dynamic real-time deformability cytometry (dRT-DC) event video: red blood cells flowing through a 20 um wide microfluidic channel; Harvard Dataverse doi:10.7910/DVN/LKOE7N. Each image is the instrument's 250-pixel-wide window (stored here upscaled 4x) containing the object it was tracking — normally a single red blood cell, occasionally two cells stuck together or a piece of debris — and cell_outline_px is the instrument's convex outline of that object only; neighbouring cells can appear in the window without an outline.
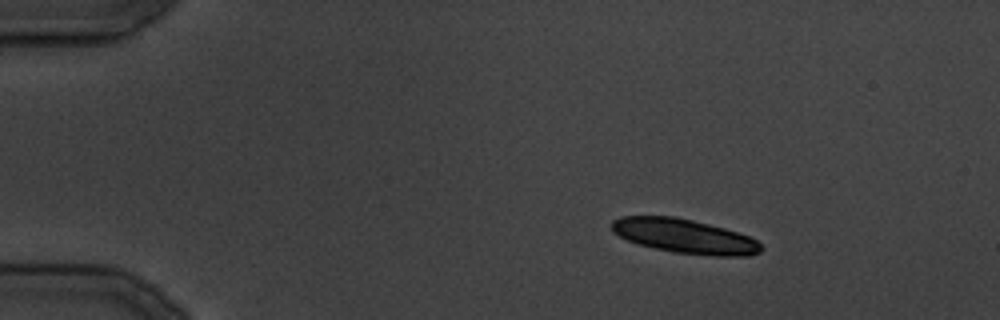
{"species": "common noctule bat (a hibernating species)", "species_latin": "Nyctalus noctula", "temperature_condition": "cold", "stored_images_in_passage": 23, "camera_frame_rate_fps": 3000, "um_per_image_px": 0.085, "animal": {"sex": "male", "body_mass_g": 19.5, "forearm_length_mm": 54.6}, "frame": {"image": 1, "passage_image": 5, "time_ms": 5.667, "image_size_px": [1000, 320], "cell_outline_px": [[764, 248], [760, 252], [748, 256], [716, 256], [676, 252], [656, 248], [640, 244], [628, 240], [612, 232], [608, 224], [612, 220], [620, 216], [676, 216], [724, 228], [748, 236], [756, 240]], "centroid_in_image_um": [58.15, 20.06], "position_along_channel_um": 26.8, "area_um2": 29.77}}
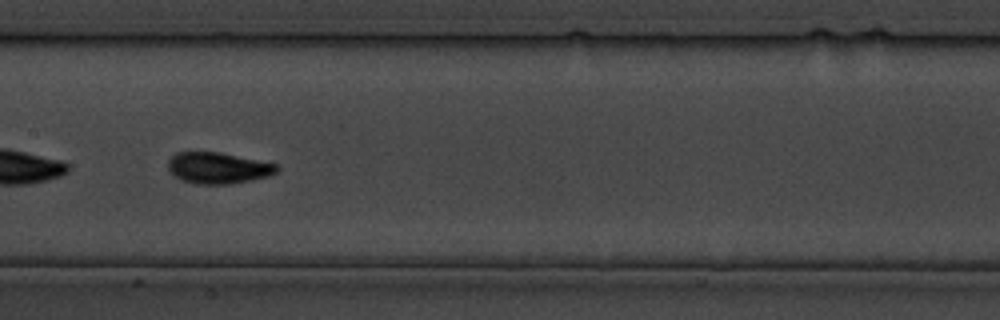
{"frame": {"image": 2, "passage_image": 18, "time_ms": 21.333, "image_size_px": [1000, 320], "cell_outline_px": [[280, 168], [276, 172], [268, 176], [252, 180], [228, 184], [196, 184], [180, 180], [168, 172], [168, 160], [176, 152], [220, 152], [276, 164]], "centroid_in_image_um": [18.49, 14.28], "position_along_channel_um": 188.9, "area_um2": 19.88}}